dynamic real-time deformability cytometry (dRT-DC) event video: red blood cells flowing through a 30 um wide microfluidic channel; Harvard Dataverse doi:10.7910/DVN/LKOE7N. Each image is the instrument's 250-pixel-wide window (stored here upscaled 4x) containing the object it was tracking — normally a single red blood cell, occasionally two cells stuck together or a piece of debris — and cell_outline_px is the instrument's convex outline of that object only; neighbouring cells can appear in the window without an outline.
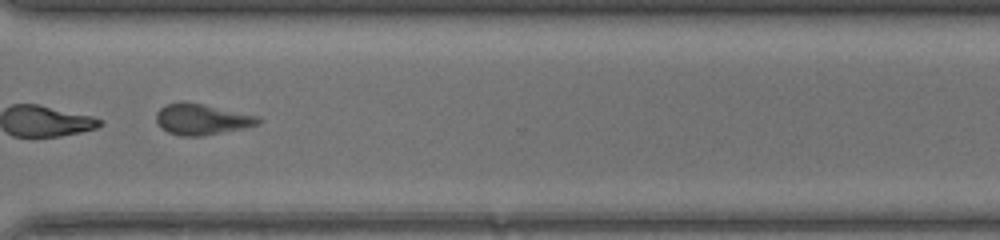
{"species": "common noctule bat (a hibernating species)", "species_latin": "Nyctalus noctula", "temperature_condition": "warm", "stored_images_in_passage": 46, "segment_of_instrument_passage": [2, 2], "camera_frame_rate_fps": 3000, "um_per_image_px": 0.085, "animal": {"sex": "female", "body_mass_g": 17.0, "forearm_length_mm": 48.0}, "frame": {"image": 1, "passage_image": 36, "time_ms": 11.667, "image_size_px": [1000, 240], "cell_outline_px": [[260, 120], [256, 124], [204, 136], [180, 136], [168, 132], [160, 128], [156, 120], [156, 112], [164, 104], [184, 100], [204, 104], [256, 116]], "centroid_in_image_um": [17.02, 10.12], "position_along_channel_um": 353.6, "area_um2": 18.21}}